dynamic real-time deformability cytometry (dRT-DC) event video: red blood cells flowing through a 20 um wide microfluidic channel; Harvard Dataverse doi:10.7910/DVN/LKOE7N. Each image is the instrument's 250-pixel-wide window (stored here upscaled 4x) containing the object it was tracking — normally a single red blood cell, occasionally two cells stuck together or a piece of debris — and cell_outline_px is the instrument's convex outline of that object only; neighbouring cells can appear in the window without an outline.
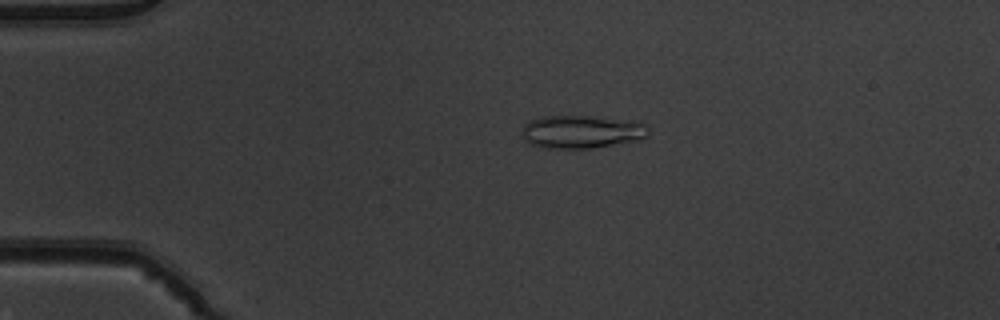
{"species": "common noctule bat (a hibernating species)", "species_latin": "Nyctalus noctula", "temperature_condition": "warm", "stored_images_in_passage": 53, "camera_frame_rate_fps": 3000, "um_per_image_px": 0.085, "animal": {"sex": "male", "body_mass_g": 19.5, "forearm_length_mm": 54.6}, "frame": {"image": 1, "passage_image": 12, "time_ms": 3.667, "image_size_px": [1000, 320], "cell_outline_px": [[648, 136], [636, 140], [588, 148], [544, 148], [532, 144], [524, 140], [520, 132], [524, 124], [532, 120], [544, 116], [592, 116], [644, 124], [648, 128]], "centroid_in_image_um": [49.34, 11.2], "position_along_channel_um": 35.7, "area_um2": 23.81}}
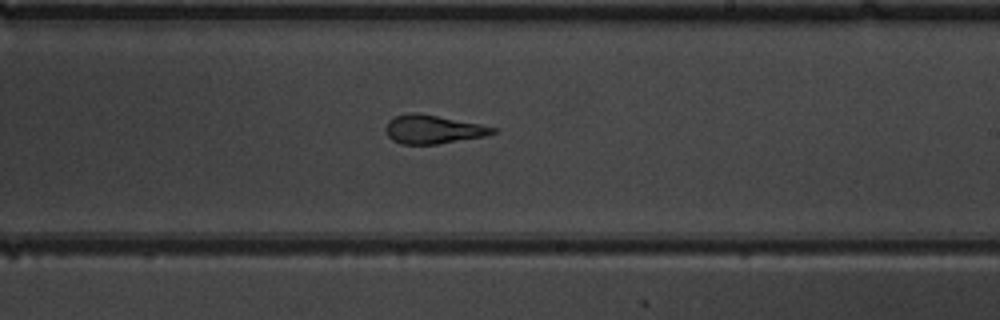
{"frame": {"image": 2, "passage_image": 32, "time_ms": 10.333, "image_size_px": [1000, 320], "cell_outline_px": [[496, 132], [484, 136], [436, 144], [400, 144], [392, 140], [388, 136], [384, 128], [388, 120], [396, 116], [408, 112], [416, 112], [480, 124], [496, 128]], "centroid_in_image_um": [36.74, 10.99], "position_along_channel_um": 252.3, "area_um2": 17.74}}
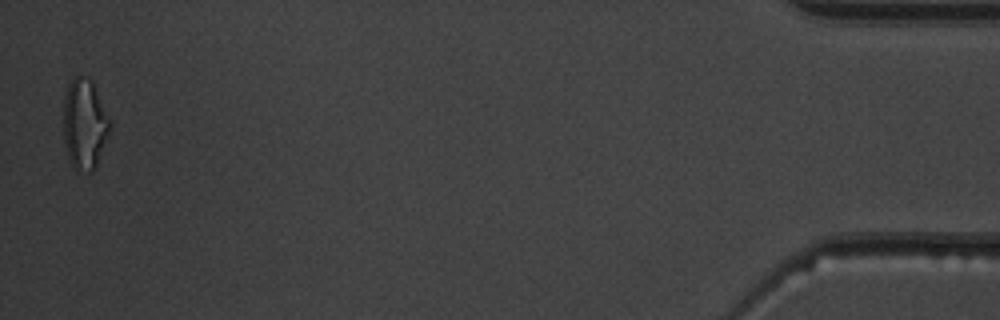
{"frame": {"image": 3, "passage_image": 52, "time_ms": 17.0, "image_size_px": [1000, 320], "cell_outline_px": [[112, 128], [96, 168], [92, 172], [76, 172], [68, 156], [64, 144], [64, 96], [68, 84], [76, 76], [88, 76], [92, 80], [112, 124]], "centroid_in_image_um": [7.21, 10.58], "position_along_channel_um": 428.0, "area_um2": 24.91}, "authors_computed_cell_mechanics": {"area_um2": 19.1318, "velocity_mm_per_s": 3.9235, "shape_relaxation_time_tau1_ms": 9.5842, "shape_relaxation_time_tau2_ms": 1.8301, "deformation_change_tau1": 0.2501, "deformation_change_tau2": 0.1047}}